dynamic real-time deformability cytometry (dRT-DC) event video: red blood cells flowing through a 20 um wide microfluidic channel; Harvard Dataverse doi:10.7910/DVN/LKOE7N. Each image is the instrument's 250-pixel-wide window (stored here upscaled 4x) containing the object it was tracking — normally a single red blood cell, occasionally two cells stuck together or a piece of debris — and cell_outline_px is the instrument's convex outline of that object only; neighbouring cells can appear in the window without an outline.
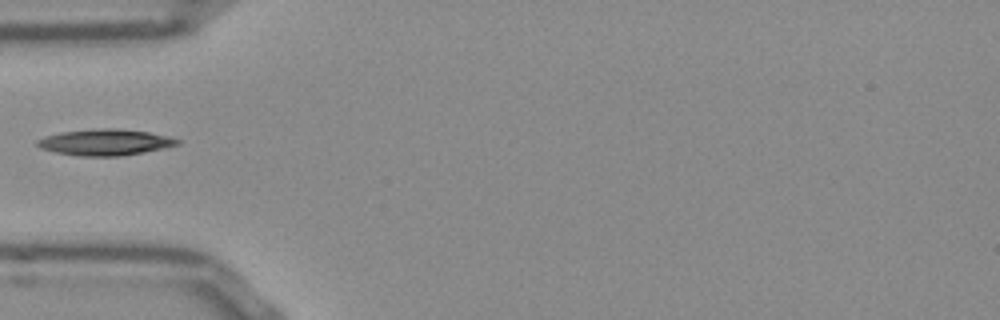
{"species": "Egyptian fruit bat (a non-hibernating species)", "species_latin": "Rousettus aegyptiacus", "temperature_condition": "room temperature", "stored_images_in_passage": 22, "camera_frame_rate_fps": 3000, "um_per_image_px": 0.085, "frame": {"image": 1, "passage_image": 1, "time_ms": 0.0, "image_size_px": [1000, 320], "cell_outline_px": [[184, 140], [180, 144], [164, 148], [144, 152], [120, 156], [80, 156], [56, 152], [40, 148], [36, 144], [36, 140], [44, 136], [60, 132], [92, 128], [116, 128], [148, 132], [168, 136]], "centroid_in_image_um": [8.95, 12.08], "position_along_channel_um": 76.0, "area_um2": 21.62}}
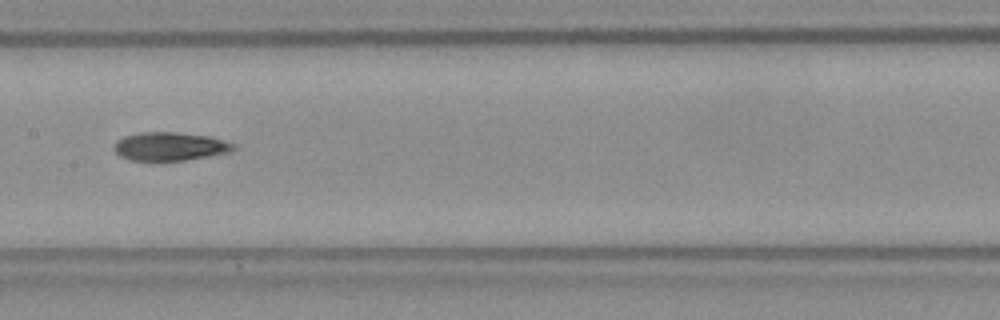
{"frame": {"image": 2, "passage_image": 10, "time_ms": 3.0, "image_size_px": [1000, 320], "cell_outline_px": [[236, 148], [228, 152], [208, 156], [184, 160], [132, 160], [120, 156], [112, 148], [112, 144], [116, 140], [124, 136], [140, 132], [176, 132], [212, 136], [236, 144]], "centroid_in_image_um": [14.43, 12.43], "position_along_channel_um": 193.0, "area_um2": 19.88}}